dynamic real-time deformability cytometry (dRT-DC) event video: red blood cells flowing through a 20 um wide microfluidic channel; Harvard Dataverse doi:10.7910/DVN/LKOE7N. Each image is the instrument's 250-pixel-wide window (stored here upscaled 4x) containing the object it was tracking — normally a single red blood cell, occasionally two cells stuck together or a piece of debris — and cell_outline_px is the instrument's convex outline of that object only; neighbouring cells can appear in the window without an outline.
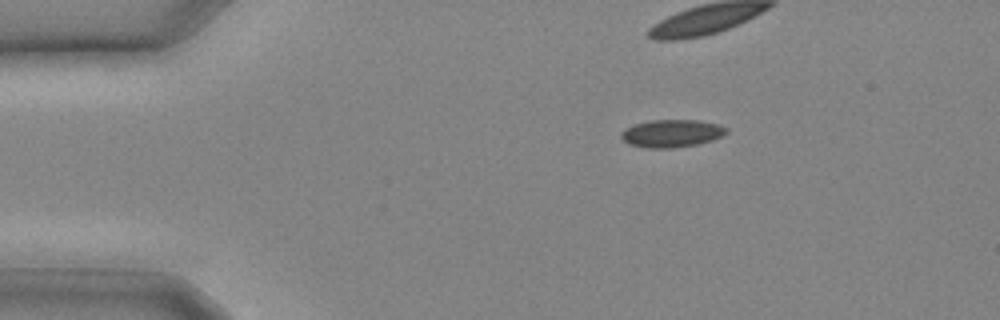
{"species": "common noctule bat (a hibernating species)", "species_latin": "Nyctalus noctula", "temperature_condition": "cold", "stored_images_in_passage": 17, "camera_frame_rate_fps": 3000, "um_per_image_px": 0.085, "animal": {"sex": "male", "body_mass_g": 20.4}, "frame": {"image": 1, "passage_image": 1, "time_ms": 0.0, "image_size_px": [1000, 320], "cell_outline_px": [[728, 132], [712, 140], [696, 144], [672, 148], [648, 148], [628, 144], [620, 136], [628, 128], [636, 124], [652, 120], [700, 120], [720, 124], [728, 128]], "centroid_in_image_um": [57.15, 11.33], "position_along_channel_um": 27.9, "area_um2": 16.76}}